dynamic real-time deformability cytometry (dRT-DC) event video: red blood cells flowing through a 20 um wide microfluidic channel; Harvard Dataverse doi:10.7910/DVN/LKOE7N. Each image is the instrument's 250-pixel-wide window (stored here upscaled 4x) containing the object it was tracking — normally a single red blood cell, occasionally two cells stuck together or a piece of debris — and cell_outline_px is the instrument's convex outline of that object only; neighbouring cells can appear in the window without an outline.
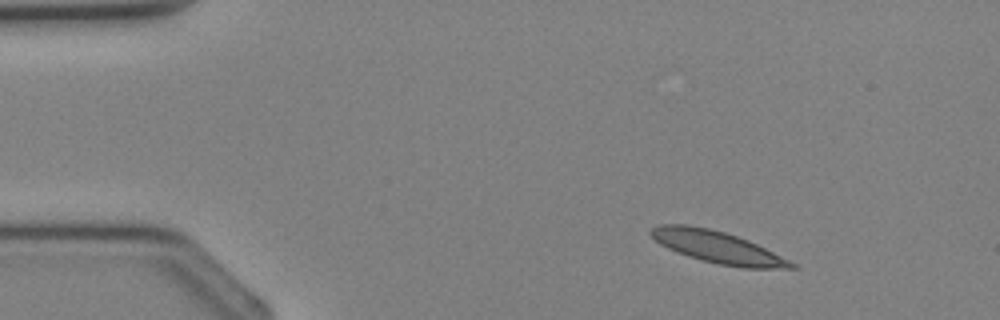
{"species": "Egyptian fruit bat (a non-hibernating species)", "species_latin": "Rousettus aegyptiacus", "temperature_condition": "cold", "stored_images_in_passage": 3, "camera_frame_rate_fps": 3000, "um_per_image_px": 0.085, "animal": {"sex": "female"}, "frame": {"image": 1, "passage_image": 1, "time_ms": 0.0, "image_size_px": [1000, 320], "cell_outline_px": [[800, 268], [744, 268], [720, 264], [688, 256], [676, 252], [660, 244], [648, 232], [652, 228], [660, 224], [688, 224], [708, 228], [724, 232], [748, 240], [796, 264]], "centroid_in_image_um": [60.95, 20.99], "position_along_channel_um": 24.1, "area_um2": 25.72}}
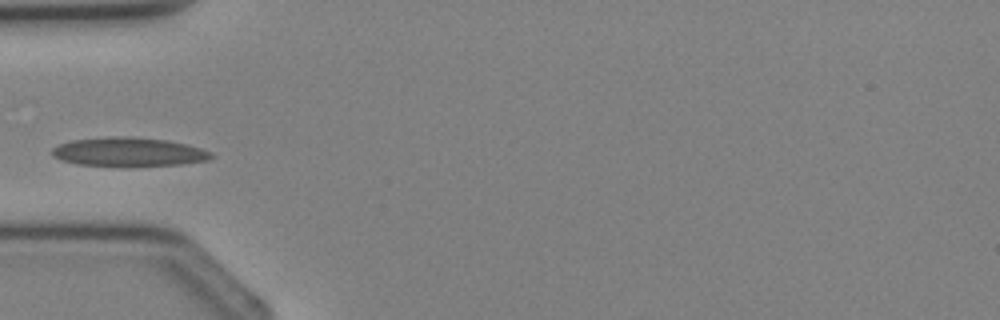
{"frame": {"image": 2, "passage_image": 3, "time_ms": 2.333, "image_size_px": [1000, 320], "cell_outline_px": [[216, 156], [208, 160], [180, 164], [124, 168], [80, 164], [60, 160], [52, 156], [52, 148], [60, 144], [72, 140], [108, 136], [132, 136], [168, 140], [188, 144], [212, 152]], "centroid_in_image_um": [10.96, 12.93], "position_along_channel_um": 74.0, "area_um2": 27.63}}